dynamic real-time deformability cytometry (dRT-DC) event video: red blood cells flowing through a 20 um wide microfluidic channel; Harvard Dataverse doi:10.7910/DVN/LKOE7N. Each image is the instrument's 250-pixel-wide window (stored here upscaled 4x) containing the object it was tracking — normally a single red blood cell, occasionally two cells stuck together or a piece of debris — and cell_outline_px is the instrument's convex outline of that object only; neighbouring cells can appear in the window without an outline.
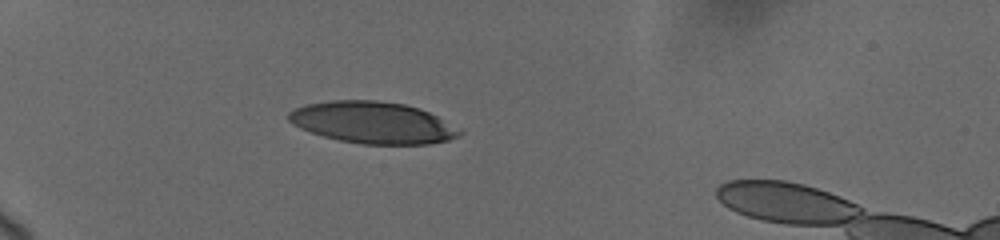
{"species": "human", "species_latin": "Homo sapiens", "temperature_condition": "cold", "stored_images_in_passage": 4, "camera_frame_rate_fps": 3000, "um_per_image_px": 0.085, "donor": {"sex": "female"}, "frame": {"image": 1, "passage_image": 1, "time_ms": 0.0, "image_size_px": [1000, 240], "cell_outline_px": [[464, 132], [448, 140], [428, 144], [364, 144], [340, 140], [324, 136], [300, 128], [292, 124], [288, 120], [288, 112], [296, 108], [308, 104], [332, 100], [376, 100], [404, 104], [428, 112], [436, 116]], "centroid_in_image_um": [31.65, 10.42], "position_along_channel_um": 53.3, "area_um2": 41.04}}
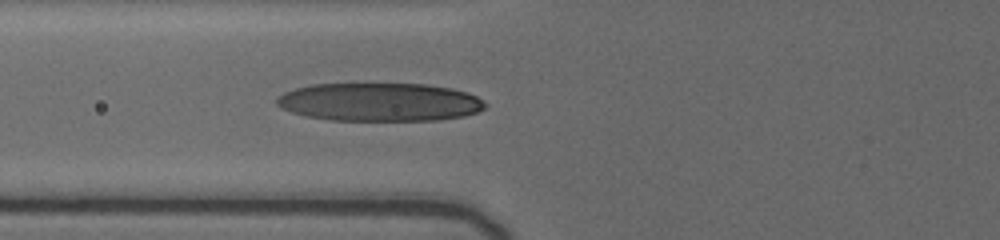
{"frame": {"image": 2, "passage_image": 4, "time_ms": 2.0, "image_size_px": [1000, 240], "cell_outline_px": [[488, 104], [484, 108], [476, 112], [464, 116], [436, 120], [332, 120], [308, 116], [292, 112], [276, 104], [276, 96], [284, 92], [296, 88], [312, 84], [424, 84], [452, 88], [468, 92], [476, 96]], "centroid_in_image_um": [32.28, 8.67], "position_along_channel_um": 93.5, "area_um2": 46.41}}